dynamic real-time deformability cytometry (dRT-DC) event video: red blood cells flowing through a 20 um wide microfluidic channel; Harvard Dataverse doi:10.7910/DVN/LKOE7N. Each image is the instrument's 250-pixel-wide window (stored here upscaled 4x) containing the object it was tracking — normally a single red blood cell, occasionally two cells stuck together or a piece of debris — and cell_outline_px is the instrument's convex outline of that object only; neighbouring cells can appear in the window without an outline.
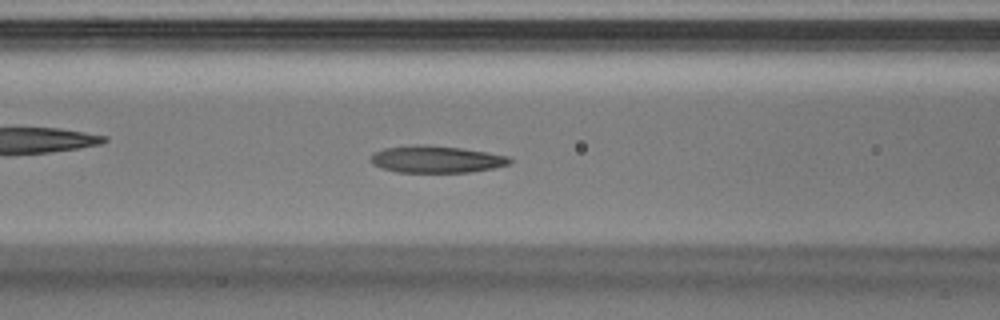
{"species": "Egyptian fruit bat (a non-hibernating species)", "species_latin": "Rousettus aegyptiacus", "temperature_condition": "warm", "stored_images_in_passage": 32, "camera_frame_rate_fps": 3000, "um_per_image_px": 0.085, "animal": {"sex": "male"}, "frame": {"image": 1, "passage_image": 8, "time_ms": 2.333, "image_size_px": [1000, 320], "cell_outline_px": [[512, 160], [508, 164], [492, 168], [468, 172], [396, 172], [380, 168], [372, 164], [372, 156], [376, 152], [384, 148], [416, 144], [424, 144], [460, 148], [488, 152], [508, 156]], "centroid_in_image_um": [37.07, 13.53], "position_along_channel_um": 129.5, "area_um2": 21.73}}
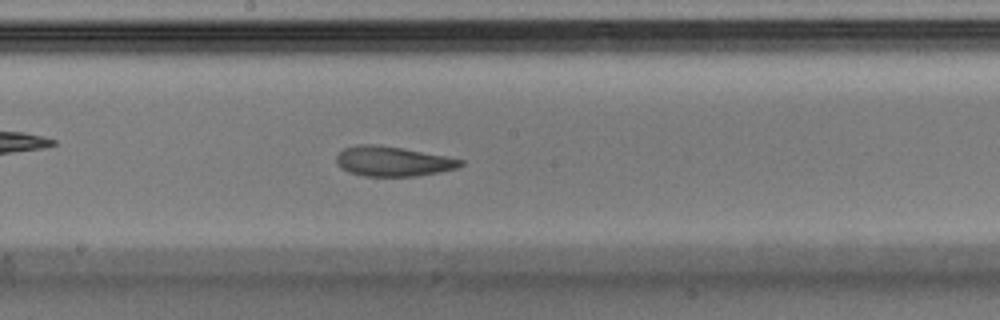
{"frame": {"image": 2, "passage_image": 13, "time_ms": 4.0, "image_size_px": [1000, 320], "cell_outline_px": [[464, 164], [456, 168], [440, 172], [416, 176], [364, 176], [348, 172], [340, 168], [336, 164], [336, 156], [344, 148], [360, 144], [372, 144], [404, 148], [464, 160]], "centroid_in_image_um": [33.36, 13.72], "position_along_channel_um": 214.8, "area_um2": 21.62}}
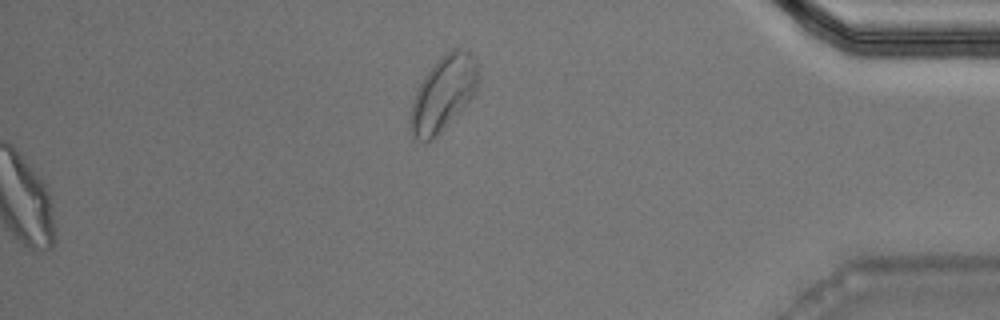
{"frame": {"image": 3, "passage_image": 32, "time_ms": 10.333, "image_size_px": [1000, 320], "cell_outline_px": [[480, 80], [472, 96], [436, 136], [432, 140], [416, 140], [412, 136], [408, 124], [412, 100], [420, 84], [428, 72], [440, 56], [444, 52], [452, 48], [460, 48], [468, 52], [476, 60], [480, 76]], "centroid_in_image_um": [37.66, 7.92], "position_along_channel_um": 397.5, "area_um2": 29.25}}